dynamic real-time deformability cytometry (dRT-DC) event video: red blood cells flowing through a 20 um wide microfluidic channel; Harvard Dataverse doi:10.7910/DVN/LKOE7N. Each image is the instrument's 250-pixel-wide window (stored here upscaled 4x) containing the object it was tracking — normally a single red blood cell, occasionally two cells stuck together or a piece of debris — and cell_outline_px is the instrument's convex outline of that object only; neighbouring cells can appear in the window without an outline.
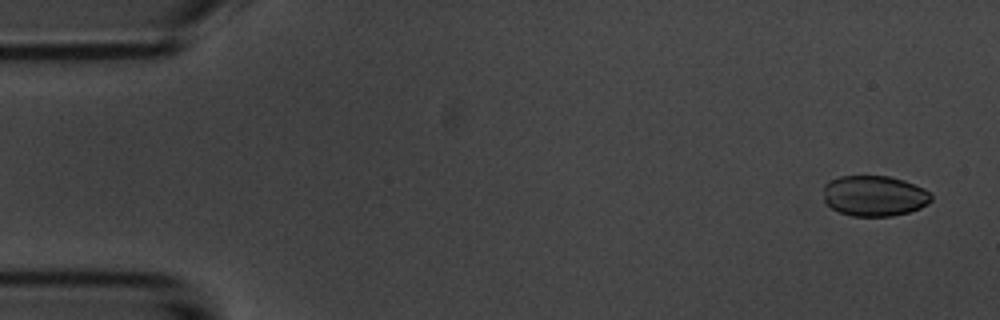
{"species": "common noctule bat (a hibernating species)", "species_latin": "Nyctalus noctula", "temperature_condition": "room temperature", "stored_images_in_passage": 5, "camera_frame_rate_fps": 3000, "um_per_image_px": 0.085, "animal": {"sex": "male", "body_mass_g": 20.1, "forearm_length_mm": 53.5}, "frame": {"image": 1, "passage_image": 1, "time_ms": 0.0, "image_size_px": [1000, 320], "cell_outline_px": [[932, 200], [928, 204], [920, 208], [908, 212], [892, 216], [852, 216], [840, 212], [832, 208], [824, 200], [824, 184], [828, 180], [840, 176], [888, 176], [904, 180], [924, 188], [932, 196]], "centroid_in_image_um": [74.32, 16.64], "position_along_channel_um": 10.7, "area_um2": 25.61}}